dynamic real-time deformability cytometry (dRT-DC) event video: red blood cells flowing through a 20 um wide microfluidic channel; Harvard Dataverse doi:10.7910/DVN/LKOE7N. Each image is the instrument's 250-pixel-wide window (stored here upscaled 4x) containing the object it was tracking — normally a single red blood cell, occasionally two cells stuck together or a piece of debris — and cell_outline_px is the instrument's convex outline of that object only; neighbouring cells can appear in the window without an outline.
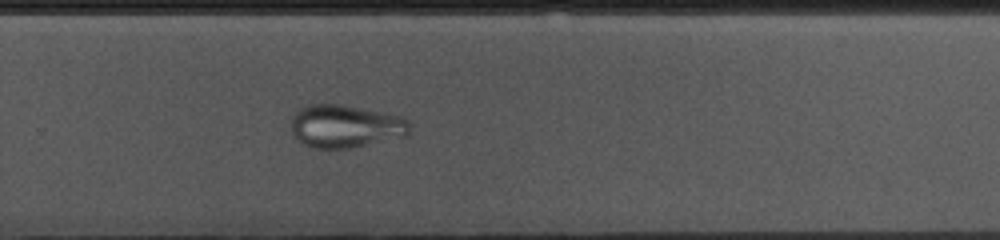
{"species": "common noctule bat (a hibernating species)", "species_latin": "Nyctalus noctula", "temperature_condition": "cold", "stored_images_in_passage": 45, "camera_frame_rate_fps": 3000, "um_per_image_px": 0.085, "animal": {"sex": "female", "body_mass_g": 10.0, "forearm_length_mm": 53.1}, "frame": {"image": 1, "passage_image": 32, "time_ms": 10.333, "image_size_px": [1000, 240], "cell_outline_px": [[408, 136], [352, 148], [312, 148], [304, 144], [292, 132], [292, 116], [300, 108], [308, 104], [340, 104], [404, 116], [408, 120]], "centroid_in_image_um": [29.39, 10.73], "position_along_channel_um": 300.4, "area_um2": 29.71}}